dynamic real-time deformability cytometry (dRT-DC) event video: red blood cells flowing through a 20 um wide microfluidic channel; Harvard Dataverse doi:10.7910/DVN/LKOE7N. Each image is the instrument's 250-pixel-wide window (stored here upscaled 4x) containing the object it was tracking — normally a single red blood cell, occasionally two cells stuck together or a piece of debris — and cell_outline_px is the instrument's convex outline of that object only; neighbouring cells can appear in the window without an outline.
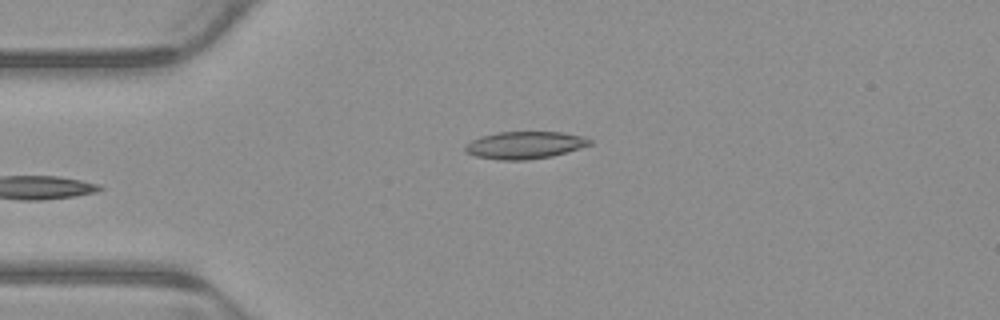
{"species": "common noctule bat (a hibernating species)", "species_latin": "Nyctalus noctula", "temperature_condition": "warm", "stored_images_in_passage": 5, "camera_frame_rate_fps": 3000, "um_per_image_px": 0.085, "animal": {"sex": "male", "body_mass_g": 23.1, "forearm_length_mm": 52.7}, "frame": {"image": 1, "passage_image": 5, "time_ms": 1.333, "image_size_px": [1000, 320], "cell_outline_px": [[592, 144], [580, 148], [552, 156], [524, 160], [500, 160], [476, 156], [464, 152], [464, 144], [480, 136], [496, 132], [560, 132], [580, 136], [592, 140]], "centroid_in_image_um": [44.55, 12.33], "position_along_channel_um": 40.4, "area_um2": 19.83}}